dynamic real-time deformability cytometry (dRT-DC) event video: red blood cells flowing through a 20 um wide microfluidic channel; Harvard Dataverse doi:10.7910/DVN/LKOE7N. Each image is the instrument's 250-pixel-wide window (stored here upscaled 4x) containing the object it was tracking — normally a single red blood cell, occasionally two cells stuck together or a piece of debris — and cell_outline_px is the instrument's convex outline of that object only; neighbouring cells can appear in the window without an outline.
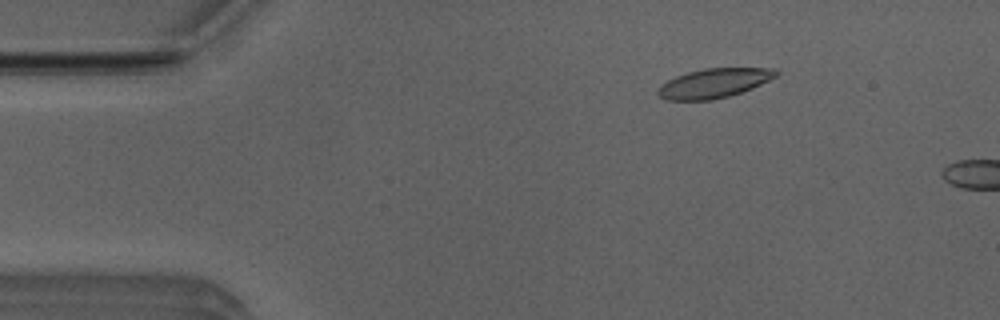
{"species": "Egyptian fruit bat (a non-hibernating species)", "species_latin": "Rousettus aegyptiacus", "temperature_condition": "room temperature", "stored_images_in_passage": 2, "camera_frame_rate_fps": 3000, "um_per_image_px": 0.085, "animal": {"sex": "male"}, "frame": {"image": 1, "passage_image": 1, "time_ms": 0.0, "image_size_px": [1000, 320], "cell_outline_px": [[780, 72], [776, 76], [752, 88], [728, 96], [712, 100], [668, 100], [660, 96], [656, 92], [660, 84], [676, 76], [688, 72], [704, 68], [776, 68]], "centroid_in_image_um": [60.68, 7.06], "position_along_channel_um": 24.3, "area_um2": 20.11}}